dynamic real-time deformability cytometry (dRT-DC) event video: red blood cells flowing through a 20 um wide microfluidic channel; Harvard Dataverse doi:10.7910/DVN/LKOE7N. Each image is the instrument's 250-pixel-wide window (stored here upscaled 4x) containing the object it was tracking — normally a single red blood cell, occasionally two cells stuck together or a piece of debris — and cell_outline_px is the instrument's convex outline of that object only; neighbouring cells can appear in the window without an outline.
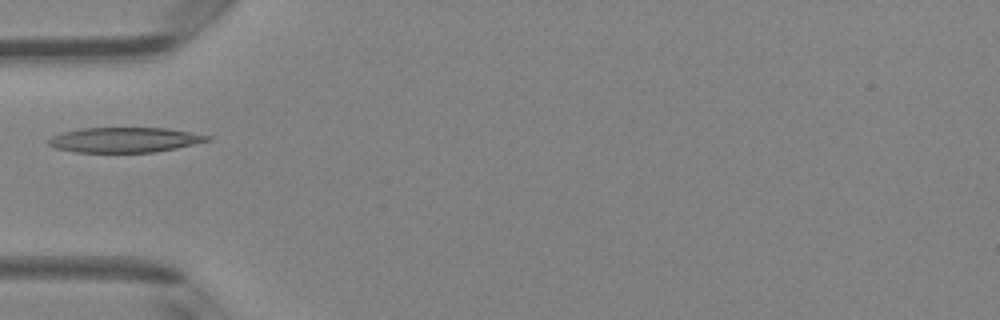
{"species": "Egyptian fruit bat (a non-hibernating species)", "species_latin": "Rousettus aegyptiacus", "temperature_condition": "room temperature", "stored_images_in_passage": 4, "camera_frame_rate_fps": 3000, "um_per_image_px": 0.085, "animal": {"sex": "female"}, "frame": {"image": 1, "passage_image": 4, "time_ms": 4.0, "image_size_px": [1000, 320], "cell_outline_px": [[212, 140], [176, 148], [152, 152], [76, 152], [56, 148], [48, 144], [48, 140], [52, 136], [64, 132], [80, 128], [168, 128], [212, 136]], "centroid_in_image_um": [10.62, 11.88], "position_along_channel_um": 74.4, "area_um2": 23.06}}